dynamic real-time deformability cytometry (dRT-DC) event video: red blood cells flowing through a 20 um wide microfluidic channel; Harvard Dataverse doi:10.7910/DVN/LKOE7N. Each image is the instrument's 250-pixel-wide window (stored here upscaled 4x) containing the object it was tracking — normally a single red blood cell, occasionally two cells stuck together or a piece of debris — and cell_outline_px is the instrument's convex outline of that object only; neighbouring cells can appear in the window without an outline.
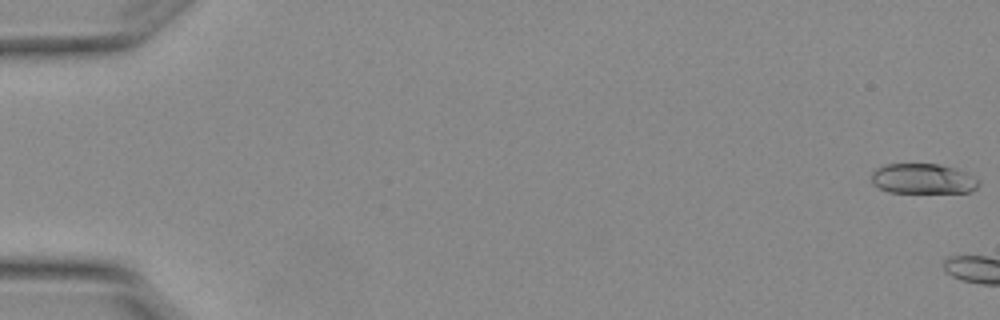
{"species": "Egyptian fruit bat (a non-hibernating species)", "species_latin": "Rousettus aegyptiacus", "temperature_condition": "warm", "stored_images_in_passage": 5, "camera_frame_rate_fps": 3000, "um_per_image_px": 0.085, "animal": {"sex": "female"}, "frame": {"image": 1, "passage_image": 1, "time_ms": 0.0, "image_size_px": [1000, 320], "cell_outline_px": [[980, 184], [976, 188], [968, 192], [888, 192], [872, 184], [872, 172], [876, 168], [888, 164], [940, 164], [956, 168], [980, 180]], "centroid_in_image_um": [78.45, 15.19], "position_along_channel_um": 6.6, "area_um2": 18.79}}